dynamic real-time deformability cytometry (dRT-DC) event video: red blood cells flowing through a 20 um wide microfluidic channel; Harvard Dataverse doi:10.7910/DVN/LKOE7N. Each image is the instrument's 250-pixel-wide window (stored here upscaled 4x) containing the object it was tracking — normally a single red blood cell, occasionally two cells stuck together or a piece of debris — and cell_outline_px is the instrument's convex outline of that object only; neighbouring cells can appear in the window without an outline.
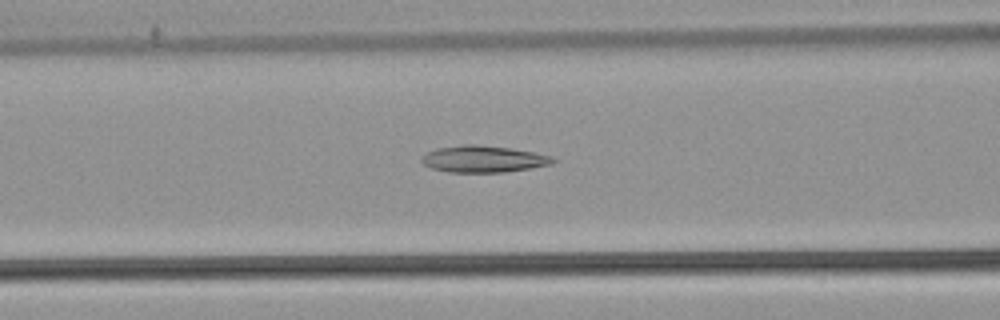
{"species": "common noctule bat (a hibernating species)", "species_latin": "Nyctalus noctula", "temperature_condition": "warm", "stored_images_in_passage": 48, "camera_frame_rate_fps": 3000, "um_per_image_px": 0.085, "animal": {"sex": "male", "body_mass_g": 21.5, "forearm_length_mm": 52.0}, "frame": {"image": 1, "passage_image": 17, "time_ms": 5.333, "image_size_px": [1000, 320], "cell_outline_px": [[556, 160], [552, 164], [532, 168], [504, 172], [448, 172], [432, 168], [424, 164], [420, 160], [428, 152], [436, 148], [464, 144], [476, 144], [508, 148], [532, 152], [552, 156]], "centroid_in_image_um": [41.09, 13.52], "position_along_channel_um": 125.5, "area_um2": 20.29}}
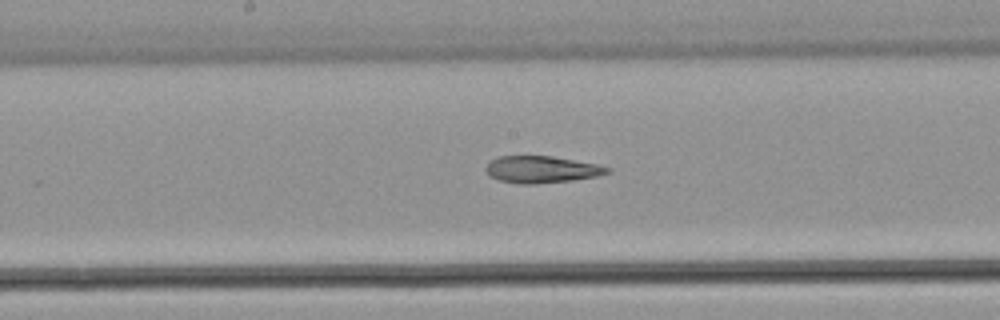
{"frame": {"image": 2, "passage_image": 23, "time_ms": 7.333, "image_size_px": [1000, 320], "cell_outline_px": [[612, 172], [596, 176], [572, 180], [532, 184], [520, 184], [500, 180], [492, 176], [484, 168], [488, 160], [496, 156], [552, 156], [596, 164], [612, 168]], "centroid_in_image_um": [46.02, 14.39], "position_along_channel_um": 202.2, "area_um2": 19.02}}
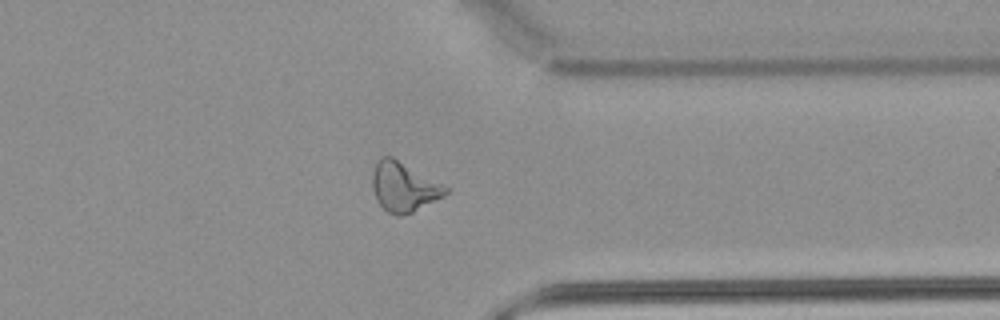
{"frame": {"image": 3, "passage_image": 37, "time_ms": 12.0, "image_size_px": [1000, 320], "cell_outline_px": [[448, 192], [444, 196], [412, 212], [400, 216], [396, 216], [388, 212], [376, 200], [372, 188], [372, 172], [376, 160], [380, 156], [392, 156], [448, 188]], "centroid_in_image_um": [34.26, 15.88], "position_along_channel_um": 377.1, "area_um2": 20.92}, "authors_computed_cell_mechanics": {"area_um2": 20.7502, "velocity_mm_per_s": 3.8343, "shape_relaxation_time_tau1_ms": null, "shape_relaxation_time_tau2_ms": 3.4045, "deformation_change_tau1": null, "deformation_change_tau2": 0.1235}}